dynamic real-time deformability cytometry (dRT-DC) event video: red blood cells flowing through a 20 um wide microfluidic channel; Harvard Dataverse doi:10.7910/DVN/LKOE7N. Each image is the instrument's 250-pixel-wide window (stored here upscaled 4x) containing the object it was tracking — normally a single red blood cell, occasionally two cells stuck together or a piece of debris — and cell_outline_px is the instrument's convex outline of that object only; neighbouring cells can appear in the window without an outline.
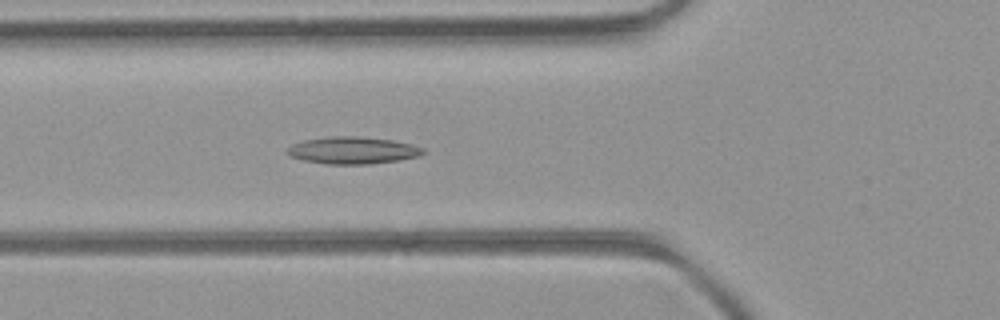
{"species": "common noctule bat (a hibernating species)", "species_latin": "Nyctalus noctula", "temperature_condition": "room temperature", "stored_images_in_passage": 41, "camera_frame_rate_fps": 3000, "um_per_image_px": 0.085, "animal": {"sex": "female", "body_mass_g": 21.9}, "frame": {"image": 1, "passage_image": 10, "time_ms": 3.0, "image_size_px": [1000, 320], "cell_outline_px": [[424, 152], [420, 156], [400, 160], [368, 164], [324, 164], [304, 160], [292, 156], [284, 152], [292, 144], [304, 140], [328, 136], [356, 136], [392, 140], [412, 144], [424, 148]], "centroid_in_image_um": [29.98, 12.78], "position_along_channel_um": 95.8, "area_um2": 21.5}}
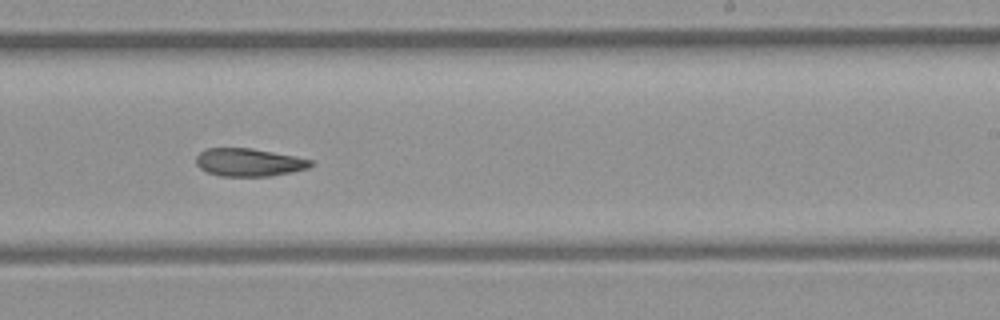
{"frame": {"image": 2, "passage_image": 22, "time_ms": 7.0, "image_size_px": [1000, 320], "cell_outline_px": [[312, 164], [308, 168], [268, 176], [220, 176], [208, 172], [200, 168], [196, 164], [196, 156], [200, 152], [208, 148], [252, 148], [296, 156], [312, 160]], "centroid_in_image_um": [21.13, 13.79], "position_along_channel_um": 267.9, "area_um2": 18.5}}
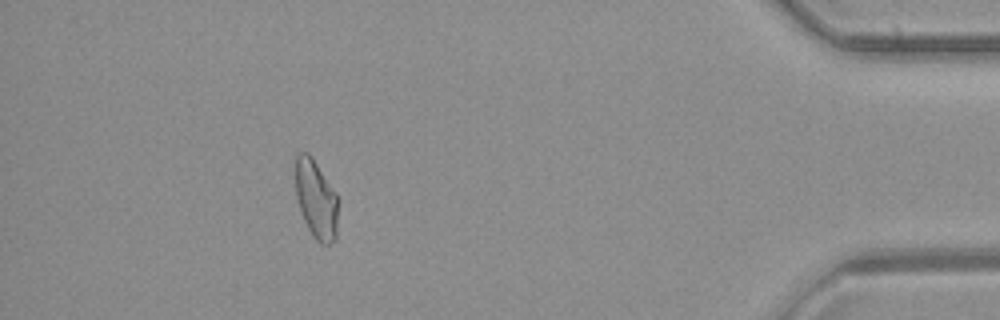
{"frame": {"image": 3, "passage_image": 36, "time_ms": 11.667, "image_size_px": [1000, 320], "cell_outline_px": [[340, 200], [336, 240], [328, 244], [320, 244], [312, 236], [300, 212], [296, 196], [296, 152], [308, 152], [312, 156], [336, 192]], "centroid_in_image_um": [26.91, 16.96], "position_along_channel_um": 408.3, "area_um2": 20.17}, "authors_computed_cell_mechanics": {"area_um2": 19.652, "velocity_mm_per_s": 4.2905, "shape_relaxation_time_tau1_ms": null, "shape_relaxation_time_tau2_ms": 4.6746, "deformation_change_tau1": null, "deformation_change_tau2": 0.1215}}